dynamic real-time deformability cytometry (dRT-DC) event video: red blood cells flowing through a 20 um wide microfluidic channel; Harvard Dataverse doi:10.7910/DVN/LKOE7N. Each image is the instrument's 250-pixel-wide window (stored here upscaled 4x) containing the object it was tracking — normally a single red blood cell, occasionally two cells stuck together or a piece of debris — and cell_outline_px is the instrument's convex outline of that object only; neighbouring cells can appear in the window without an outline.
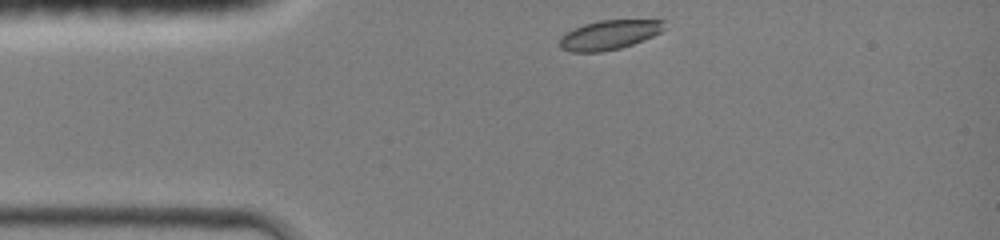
{"species": "common noctule bat (a hibernating species)", "species_latin": "Nyctalus noctula", "temperature_condition": "room temperature", "stored_images_in_passage": 31, "camera_frame_rate_fps": 3000, "um_per_image_px": 0.085, "animal": {"sex": "female", "body_mass_g": 19.0, "forearm_length_mm": 51.5}, "frame": {"image": 1, "passage_image": 1, "time_ms": 0.0, "image_size_px": [1000, 240], "cell_outline_px": [[668, 28], [652, 36], [632, 44], [620, 48], [600, 52], [572, 52], [560, 48], [560, 36], [584, 24], [600, 20], [664, 20]], "centroid_in_image_um": [51.81, 2.96], "position_along_channel_um": 33.2, "area_um2": 17.86}}
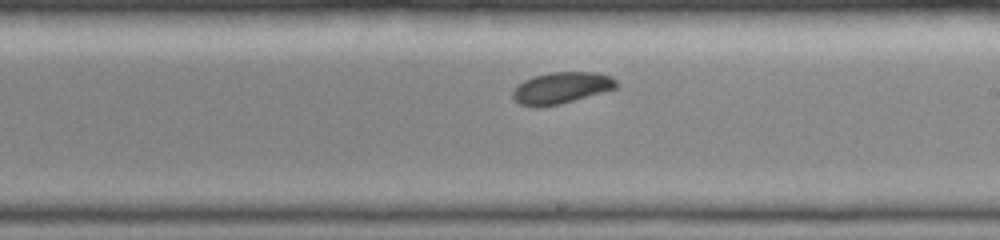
{"frame": {"image": 2, "passage_image": 18, "time_ms": 5.667, "image_size_px": [1000, 240], "cell_outline_px": [[620, 84], [616, 88], [560, 104], [520, 104], [512, 96], [512, 92], [516, 84], [532, 76], [548, 72], [596, 72], [612, 76]], "centroid_in_image_um": [47.75, 7.41], "position_along_channel_um": 241.2, "area_um2": 18.67}}
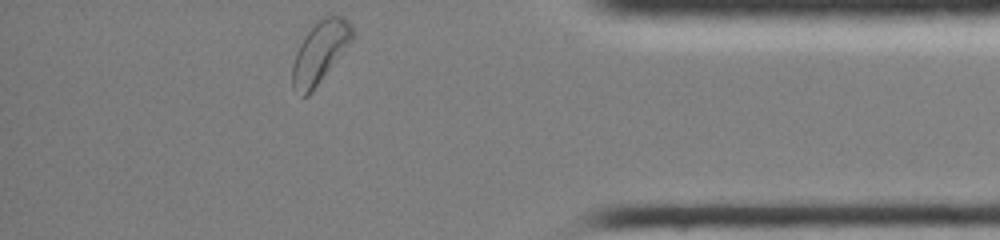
{"frame": {"image": 3, "passage_image": 31, "time_ms": 10.0, "image_size_px": [1000, 240], "cell_outline_px": [[356, 36], [308, 96], [300, 96], [292, 88], [292, 64], [296, 52], [300, 44], [316, 20], [320, 16], [328, 12], [344, 16], [352, 24], [356, 32]], "centroid_in_image_um": [27.23, 4.35], "position_along_channel_um": 408.0, "area_um2": 22.08}, "authors_computed_cell_mechanics": {"area_um2": 18.9006, "velocity_mm_per_s": 4.2465, "shape_relaxation_time_tau1_ms": 1.8022, "shape_relaxation_time_tau2_ms": null, "deformation_change_tau1": 0.0688, "deformation_change_tau2": null}}